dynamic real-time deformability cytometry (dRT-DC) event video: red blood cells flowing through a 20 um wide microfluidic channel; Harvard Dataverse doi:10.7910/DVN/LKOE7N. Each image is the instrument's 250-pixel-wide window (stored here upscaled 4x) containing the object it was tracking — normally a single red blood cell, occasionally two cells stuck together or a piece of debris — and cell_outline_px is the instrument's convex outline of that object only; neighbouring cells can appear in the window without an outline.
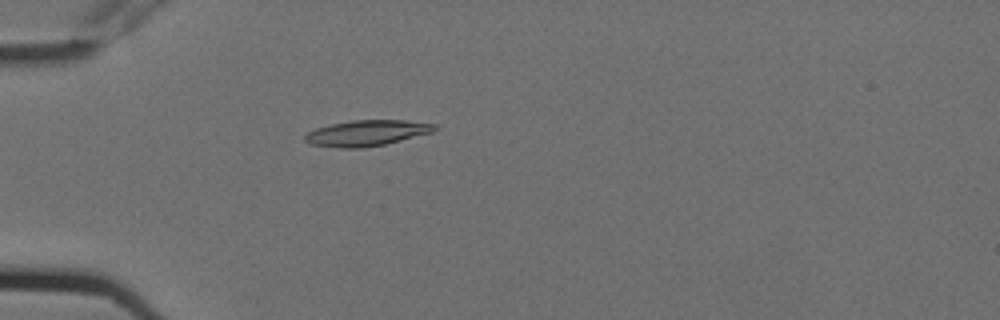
{"species": "Egyptian fruit bat (a non-hibernating species)", "species_latin": "Rousettus aegyptiacus", "temperature_condition": "cold", "stored_images_in_passage": 6, "camera_frame_rate_fps": 3000, "um_per_image_px": 0.085, "animal": {"sex": "female"}, "frame": {"image": 1, "passage_image": 5, "time_ms": 1.333, "image_size_px": [1000, 320], "cell_outline_px": [[440, 128], [432, 132], [384, 144], [364, 148], [340, 148], [312, 144], [304, 140], [304, 136], [308, 132], [316, 128], [332, 124], [352, 120], [404, 120], [436, 124]], "centroid_in_image_um": [31.19, 11.3], "position_along_channel_um": 53.8, "area_um2": 19.36}}